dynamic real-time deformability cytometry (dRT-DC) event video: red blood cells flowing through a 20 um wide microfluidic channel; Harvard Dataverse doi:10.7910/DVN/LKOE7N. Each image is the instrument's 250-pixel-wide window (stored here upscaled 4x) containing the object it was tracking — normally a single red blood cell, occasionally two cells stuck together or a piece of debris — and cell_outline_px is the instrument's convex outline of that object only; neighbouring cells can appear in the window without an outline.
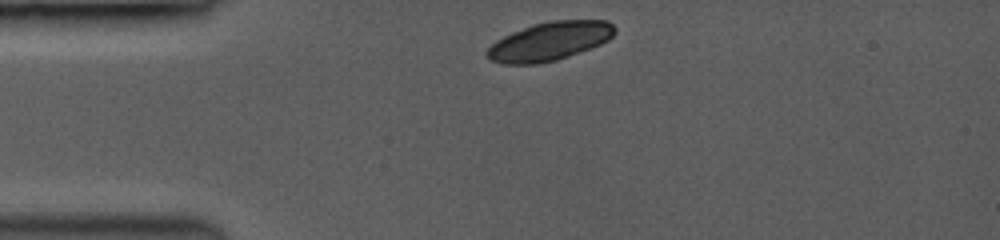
{"species": "common noctule bat (a hibernating species)", "species_latin": "Nyctalus noctula", "temperature_condition": "room temperature", "stored_images_in_passage": 30, "camera_frame_rate_fps": 3500, "um_per_image_px": 0.085, "animal": {"sex": "female", "body_mass_g": 19.0, "forearm_length_mm": 53.3}, "frame": {"image": 1, "passage_image": 1, "time_ms": 0.0, "image_size_px": [1000, 240], "cell_outline_px": [[616, 28], [612, 36], [608, 40], [600, 44], [556, 60], [536, 64], [504, 64], [492, 60], [484, 52], [496, 40], [512, 32], [532, 24], [552, 20], [608, 20]], "centroid_in_image_um": [46.71, 3.49], "position_along_channel_um": 38.3, "area_um2": 28.5}}
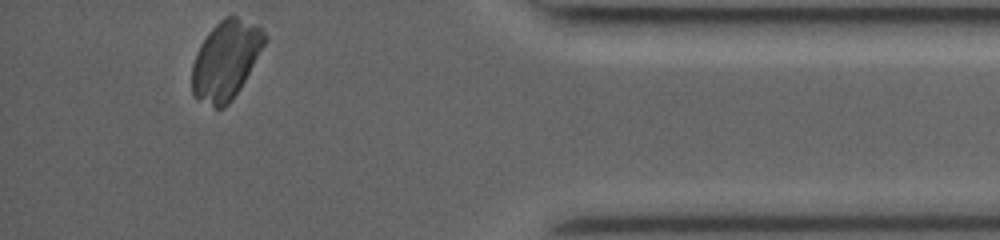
{"frame": {"image": 2, "passage_image": 30, "time_ms": 8.286, "image_size_px": [1000, 240], "cell_outline_px": [[268, 40], [240, 88], [232, 100], [224, 108], [216, 108], [196, 96], [192, 92], [192, 64], [208, 32], [220, 20], [228, 16], [236, 16], [260, 28], [268, 36]], "centroid_in_image_um": [19.22, 5.11], "position_along_channel_um": 416.0, "area_um2": 32.66}}